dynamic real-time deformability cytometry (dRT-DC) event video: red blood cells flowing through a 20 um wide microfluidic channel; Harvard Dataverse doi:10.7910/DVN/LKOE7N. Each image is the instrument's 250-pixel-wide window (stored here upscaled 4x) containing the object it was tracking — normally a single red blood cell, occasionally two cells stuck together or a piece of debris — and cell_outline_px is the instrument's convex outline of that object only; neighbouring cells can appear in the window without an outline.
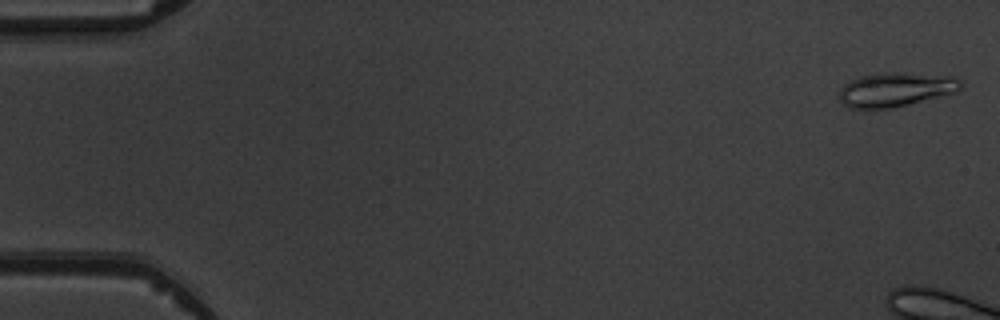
{"species": "common noctule bat (a hibernating species)", "species_latin": "Nyctalus noctula", "temperature_condition": "warm", "stored_images_in_passage": 6, "camera_frame_rate_fps": 3000, "um_per_image_px": 0.085, "animal": {"sex": "male", "body_mass_g": 19.5, "forearm_length_mm": 54.6}, "frame": {"image": 1, "passage_image": 1, "time_ms": 0.0, "image_size_px": [1000, 320], "cell_outline_px": [[964, 84], [956, 92], [892, 108], [848, 108], [840, 100], [840, 88], [844, 84], [860, 76], [888, 72], [904, 72], [952, 76], [964, 80]], "centroid_in_image_um": [76.17, 7.59], "position_along_channel_um": 8.8, "area_um2": 24.22}}